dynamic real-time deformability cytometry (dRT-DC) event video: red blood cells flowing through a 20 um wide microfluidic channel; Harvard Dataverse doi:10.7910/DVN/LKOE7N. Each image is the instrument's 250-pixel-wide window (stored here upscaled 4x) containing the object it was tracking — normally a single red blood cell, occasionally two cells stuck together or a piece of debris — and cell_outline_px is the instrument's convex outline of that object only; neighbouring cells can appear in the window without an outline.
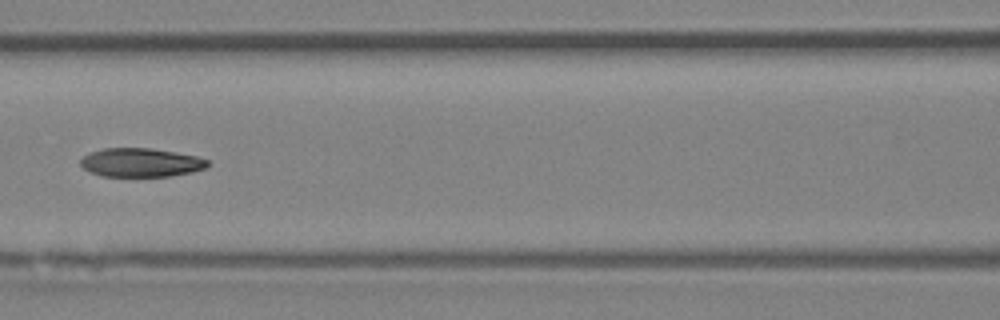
{"species": "Egyptian fruit bat (a non-hibernating species)", "species_latin": "Rousettus aegyptiacus", "temperature_condition": "room temperature", "stored_images_in_passage": 48, "camera_frame_rate_fps": 3000, "um_per_image_px": 0.085, "animal": {"sex": "female"}, "frame": {"image": 1, "passage_image": 21, "time_ms": 6.667, "image_size_px": [1000, 320], "cell_outline_px": [[208, 164], [204, 168], [192, 172], [168, 176], [100, 176], [84, 168], [80, 164], [80, 160], [84, 156], [92, 152], [104, 148], [152, 148], [196, 156], [208, 160]], "centroid_in_image_um": [11.96, 13.81], "position_along_channel_um": 154.6, "area_um2": 21.04}, "authors_computed_cell_mechanics": {"area_um2": 22.3108, "velocity_mm_per_s": 4.1761, "shape_relaxation_time_tau1_ms": 11.0642, "shape_relaxation_time_tau2_ms": 4.3415, "deformation_change_tau1": 0.2554, "deformation_change_tau2": 0.1224}}